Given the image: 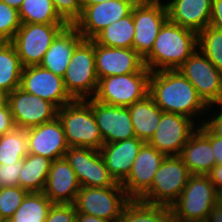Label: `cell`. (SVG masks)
I'll return each mask as SVG.
<instances>
[{"label":"cell","instance_id":"cell-1","mask_svg":"<svg viewBox=\"0 0 222 222\" xmlns=\"http://www.w3.org/2000/svg\"><path fill=\"white\" fill-rule=\"evenodd\" d=\"M149 95L163 112L186 116L198 126L204 123L201 117L209 111L195 87L178 69L151 72Z\"/></svg>","mask_w":222,"mask_h":222},{"label":"cell","instance_id":"cell-2","mask_svg":"<svg viewBox=\"0 0 222 222\" xmlns=\"http://www.w3.org/2000/svg\"><path fill=\"white\" fill-rule=\"evenodd\" d=\"M197 49V33L167 20L143 58L151 72L178 69Z\"/></svg>","mask_w":222,"mask_h":222},{"label":"cell","instance_id":"cell-3","mask_svg":"<svg viewBox=\"0 0 222 222\" xmlns=\"http://www.w3.org/2000/svg\"><path fill=\"white\" fill-rule=\"evenodd\" d=\"M58 118L69 147L101 149L103 138L91 105L86 100H73L64 105L58 109Z\"/></svg>","mask_w":222,"mask_h":222},{"label":"cell","instance_id":"cell-4","mask_svg":"<svg viewBox=\"0 0 222 222\" xmlns=\"http://www.w3.org/2000/svg\"><path fill=\"white\" fill-rule=\"evenodd\" d=\"M218 203V192L208 175H191L178 199L170 206L177 222H205Z\"/></svg>","mask_w":222,"mask_h":222},{"label":"cell","instance_id":"cell-5","mask_svg":"<svg viewBox=\"0 0 222 222\" xmlns=\"http://www.w3.org/2000/svg\"><path fill=\"white\" fill-rule=\"evenodd\" d=\"M66 91L74 100L93 98L98 87L95 41L83 39L74 49L63 76Z\"/></svg>","mask_w":222,"mask_h":222},{"label":"cell","instance_id":"cell-6","mask_svg":"<svg viewBox=\"0 0 222 222\" xmlns=\"http://www.w3.org/2000/svg\"><path fill=\"white\" fill-rule=\"evenodd\" d=\"M190 176L179 155L166 156L154 175L151 188L140 200L170 207L182 193Z\"/></svg>","mask_w":222,"mask_h":222},{"label":"cell","instance_id":"cell-7","mask_svg":"<svg viewBox=\"0 0 222 222\" xmlns=\"http://www.w3.org/2000/svg\"><path fill=\"white\" fill-rule=\"evenodd\" d=\"M150 75L151 72H137L101 78L93 98L108 105L131 106L149 94Z\"/></svg>","mask_w":222,"mask_h":222},{"label":"cell","instance_id":"cell-8","mask_svg":"<svg viewBox=\"0 0 222 222\" xmlns=\"http://www.w3.org/2000/svg\"><path fill=\"white\" fill-rule=\"evenodd\" d=\"M130 200L117 183L113 187H80L74 205L77 213L117 222Z\"/></svg>","mask_w":222,"mask_h":222},{"label":"cell","instance_id":"cell-9","mask_svg":"<svg viewBox=\"0 0 222 222\" xmlns=\"http://www.w3.org/2000/svg\"><path fill=\"white\" fill-rule=\"evenodd\" d=\"M68 24L21 23L11 43L23 67L39 65L56 36Z\"/></svg>","mask_w":222,"mask_h":222},{"label":"cell","instance_id":"cell-10","mask_svg":"<svg viewBox=\"0 0 222 222\" xmlns=\"http://www.w3.org/2000/svg\"><path fill=\"white\" fill-rule=\"evenodd\" d=\"M178 70L208 107L222 103V73L198 48Z\"/></svg>","mask_w":222,"mask_h":222},{"label":"cell","instance_id":"cell-11","mask_svg":"<svg viewBox=\"0 0 222 222\" xmlns=\"http://www.w3.org/2000/svg\"><path fill=\"white\" fill-rule=\"evenodd\" d=\"M133 49L144 58L153 47L163 24L168 20L166 4L161 0L137 1L132 8Z\"/></svg>","mask_w":222,"mask_h":222},{"label":"cell","instance_id":"cell-12","mask_svg":"<svg viewBox=\"0 0 222 222\" xmlns=\"http://www.w3.org/2000/svg\"><path fill=\"white\" fill-rule=\"evenodd\" d=\"M64 157L74 170L80 187H113L117 184L99 150L69 147Z\"/></svg>","mask_w":222,"mask_h":222},{"label":"cell","instance_id":"cell-13","mask_svg":"<svg viewBox=\"0 0 222 222\" xmlns=\"http://www.w3.org/2000/svg\"><path fill=\"white\" fill-rule=\"evenodd\" d=\"M11 114L17 128L28 129L49 122L58 116V108L20 87L7 95Z\"/></svg>","mask_w":222,"mask_h":222},{"label":"cell","instance_id":"cell-14","mask_svg":"<svg viewBox=\"0 0 222 222\" xmlns=\"http://www.w3.org/2000/svg\"><path fill=\"white\" fill-rule=\"evenodd\" d=\"M198 125L190 118L163 112L149 144L165 156L179 155Z\"/></svg>","mask_w":222,"mask_h":222},{"label":"cell","instance_id":"cell-15","mask_svg":"<svg viewBox=\"0 0 222 222\" xmlns=\"http://www.w3.org/2000/svg\"><path fill=\"white\" fill-rule=\"evenodd\" d=\"M20 88L49 101L58 109L74 100L66 91L63 78L40 65L23 67Z\"/></svg>","mask_w":222,"mask_h":222},{"label":"cell","instance_id":"cell-16","mask_svg":"<svg viewBox=\"0 0 222 222\" xmlns=\"http://www.w3.org/2000/svg\"><path fill=\"white\" fill-rule=\"evenodd\" d=\"M137 0H108L86 7L74 23L83 39H93L102 29L128 16Z\"/></svg>","mask_w":222,"mask_h":222},{"label":"cell","instance_id":"cell-17","mask_svg":"<svg viewBox=\"0 0 222 222\" xmlns=\"http://www.w3.org/2000/svg\"><path fill=\"white\" fill-rule=\"evenodd\" d=\"M85 100L91 105L104 144L136 137L128 107L104 104L94 98Z\"/></svg>","mask_w":222,"mask_h":222},{"label":"cell","instance_id":"cell-18","mask_svg":"<svg viewBox=\"0 0 222 222\" xmlns=\"http://www.w3.org/2000/svg\"><path fill=\"white\" fill-rule=\"evenodd\" d=\"M95 68L98 79L113 75L151 72L133 48L102 46L95 42Z\"/></svg>","mask_w":222,"mask_h":222},{"label":"cell","instance_id":"cell-19","mask_svg":"<svg viewBox=\"0 0 222 222\" xmlns=\"http://www.w3.org/2000/svg\"><path fill=\"white\" fill-rule=\"evenodd\" d=\"M165 157L149 143L142 145L128 177L121 183L131 199H140L151 188L154 175Z\"/></svg>","mask_w":222,"mask_h":222},{"label":"cell","instance_id":"cell-20","mask_svg":"<svg viewBox=\"0 0 222 222\" xmlns=\"http://www.w3.org/2000/svg\"><path fill=\"white\" fill-rule=\"evenodd\" d=\"M28 153L54 161L69 149L64 128L58 116L43 124L26 129Z\"/></svg>","mask_w":222,"mask_h":222},{"label":"cell","instance_id":"cell-21","mask_svg":"<svg viewBox=\"0 0 222 222\" xmlns=\"http://www.w3.org/2000/svg\"><path fill=\"white\" fill-rule=\"evenodd\" d=\"M179 156L191 175H208L216 165L211 147V131L204 124L199 125Z\"/></svg>","mask_w":222,"mask_h":222},{"label":"cell","instance_id":"cell-22","mask_svg":"<svg viewBox=\"0 0 222 222\" xmlns=\"http://www.w3.org/2000/svg\"><path fill=\"white\" fill-rule=\"evenodd\" d=\"M80 184L68 161L63 158L51 162L43 193L53 204H74Z\"/></svg>","mask_w":222,"mask_h":222},{"label":"cell","instance_id":"cell-23","mask_svg":"<svg viewBox=\"0 0 222 222\" xmlns=\"http://www.w3.org/2000/svg\"><path fill=\"white\" fill-rule=\"evenodd\" d=\"M144 143L137 137H133L103 144L99 151L109 174L117 183H122L128 177L133 162Z\"/></svg>","mask_w":222,"mask_h":222},{"label":"cell","instance_id":"cell-24","mask_svg":"<svg viewBox=\"0 0 222 222\" xmlns=\"http://www.w3.org/2000/svg\"><path fill=\"white\" fill-rule=\"evenodd\" d=\"M168 20L197 34L210 24L212 0H170Z\"/></svg>","mask_w":222,"mask_h":222},{"label":"cell","instance_id":"cell-25","mask_svg":"<svg viewBox=\"0 0 222 222\" xmlns=\"http://www.w3.org/2000/svg\"><path fill=\"white\" fill-rule=\"evenodd\" d=\"M82 40L77 28L67 25L51 43L39 65L63 78L73 51Z\"/></svg>","mask_w":222,"mask_h":222},{"label":"cell","instance_id":"cell-26","mask_svg":"<svg viewBox=\"0 0 222 222\" xmlns=\"http://www.w3.org/2000/svg\"><path fill=\"white\" fill-rule=\"evenodd\" d=\"M135 136L143 142H149L157 130L163 111L148 94L145 98L128 106Z\"/></svg>","mask_w":222,"mask_h":222},{"label":"cell","instance_id":"cell-27","mask_svg":"<svg viewBox=\"0 0 222 222\" xmlns=\"http://www.w3.org/2000/svg\"><path fill=\"white\" fill-rule=\"evenodd\" d=\"M51 160L40 155L28 153L23 159L19 174V186L28 192H43Z\"/></svg>","mask_w":222,"mask_h":222},{"label":"cell","instance_id":"cell-28","mask_svg":"<svg viewBox=\"0 0 222 222\" xmlns=\"http://www.w3.org/2000/svg\"><path fill=\"white\" fill-rule=\"evenodd\" d=\"M117 222H177L168 206L131 199Z\"/></svg>","mask_w":222,"mask_h":222},{"label":"cell","instance_id":"cell-29","mask_svg":"<svg viewBox=\"0 0 222 222\" xmlns=\"http://www.w3.org/2000/svg\"><path fill=\"white\" fill-rule=\"evenodd\" d=\"M23 66L11 42H0V92L6 96L20 87Z\"/></svg>","mask_w":222,"mask_h":222},{"label":"cell","instance_id":"cell-30","mask_svg":"<svg viewBox=\"0 0 222 222\" xmlns=\"http://www.w3.org/2000/svg\"><path fill=\"white\" fill-rule=\"evenodd\" d=\"M134 22L132 12L102 29L93 40L102 46L133 48Z\"/></svg>","mask_w":222,"mask_h":222},{"label":"cell","instance_id":"cell-31","mask_svg":"<svg viewBox=\"0 0 222 222\" xmlns=\"http://www.w3.org/2000/svg\"><path fill=\"white\" fill-rule=\"evenodd\" d=\"M52 204L43 192H29L7 222H45Z\"/></svg>","mask_w":222,"mask_h":222},{"label":"cell","instance_id":"cell-32","mask_svg":"<svg viewBox=\"0 0 222 222\" xmlns=\"http://www.w3.org/2000/svg\"><path fill=\"white\" fill-rule=\"evenodd\" d=\"M18 14L21 23L67 24L56 12L52 0H24Z\"/></svg>","mask_w":222,"mask_h":222},{"label":"cell","instance_id":"cell-33","mask_svg":"<svg viewBox=\"0 0 222 222\" xmlns=\"http://www.w3.org/2000/svg\"><path fill=\"white\" fill-rule=\"evenodd\" d=\"M27 154L26 130L16 127L0 136V164L21 162Z\"/></svg>","mask_w":222,"mask_h":222},{"label":"cell","instance_id":"cell-34","mask_svg":"<svg viewBox=\"0 0 222 222\" xmlns=\"http://www.w3.org/2000/svg\"><path fill=\"white\" fill-rule=\"evenodd\" d=\"M197 48L222 73V30L208 25L197 34Z\"/></svg>","mask_w":222,"mask_h":222},{"label":"cell","instance_id":"cell-35","mask_svg":"<svg viewBox=\"0 0 222 222\" xmlns=\"http://www.w3.org/2000/svg\"><path fill=\"white\" fill-rule=\"evenodd\" d=\"M29 192L20 186L0 188V218L7 222Z\"/></svg>","mask_w":222,"mask_h":222},{"label":"cell","instance_id":"cell-36","mask_svg":"<svg viewBox=\"0 0 222 222\" xmlns=\"http://www.w3.org/2000/svg\"><path fill=\"white\" fill-rule=\"evenodd\" d=\"M20 26L18 11L0 1V42H11Z\"/></svg>","mask_w":222,"mask_h":222},{"label":"cell","instance_id":"cell-37","mask_svg":"<svg viewBox=\"0 0 222 222\" xmlns=\"http://www.w3.org/2000/svg\"><path fill=\"white\" fill-rule=\"evenodd\" d=\"M56 12L68 24L74 23L81 17L80 0H52Z\"/></svg>","mask_w":222,"mask_h":222},{"label":"cell","instance_id":"cell-38","mask_svg":"<svg viewBox=\"0 0 222 222\" xmlns=\"http://www.w3.org/2000/svg\"><path fill=\"white\" fill-rule=\"evenodd\" d=\"M74 204H52L45 222H76Z\"/></svg>","mask_w":222,"mask_h":222},{"label":"cell","instance_id":"cell-39","mask_svg":"<svg viewBox=\"0 0 222 222\" xmlns=\"http://www.w3.org/2000/svg\"><path fill=\"white\" fill-rule=\"evenodd\" d=\"M23 160L14 164H0V188L19 186Z\"/></svg>","mask_w":222,"mask_h":222},{"label":"cell","instance_id":"cell-40","mask_svg":"<svg viewBox=\"0 0 222 222\" xmlns=\"http://www.w3.org/2000/svg\"><path fill=\"white\" fill-rule=\"evenodd\" d=\"M217 106V107H215ZM214 107V108H213ZM219 108V109H217ZM212 113L207 111L209 115V118H204V125L217 137L222 139V103H219L217 105L210 106L208 108ZM215 109V110H214ZM211 113V114H209ZM207 119V120H206Z\"/></svg>","mask_w":222,"mask_h":222},{"label":"cell","instance_id":"cell-41","mask_svg":"<svg viewBox=\"0 0 222 222\" xmlns=\"http://www.w3.org/2000/svg\"><path fill=\"white\" fill-rule=\"evenodd\" d=\"M16 128L14 118L7 101L0 107V136Z\"/></svg>","mask_w":222,"mask_h":222},{"label":"cell","instance_id":"cell-42","mask_svg":"<svg viewBox=\"0 0 222 222\" xmlns=\"http://www.w3.org/2000/svg\"><path fill=\"white\" fill-rule=\"evenodd\" d=\"M209 25L222 30V0H212V11Z\"/></svg>","mask_w":222,"mask_h":222},{"label":"cell","instance_id":"cell-43","mask_svg":"<svg viewBox=\"0 0 222 222\" xmlns=\"http://www.w3.org/2000/svg\"><path fill=\"white\" fill-rule=\"evenodd\" d=\"M208 176L217 192L222 191V164L215 165Z\"/></svg>","mask_w":222,"mask_h":222},{"label":"cell","instance_id":"cell-44","mask_svg":"<svg viewBox=\"0 0 222 222\" xmlns=\"http://www.w3.org/2000/svg\"><path fill=\"white\" fill-rule=\"evenodd\" d=\"M211 147L217 164H222V139L211 132Z\"/></svg>","mask_w":222,"mask_h":222},{"label":"cell","instance_id":"cell-45","mask_svg":"<svg viewBox=\"0 0 222 222\" xmlns=\"http://www.w3.org/2000/svg\"><path fill=\"white\" fill-rule=\"evenodd\" d=\"M205 222H222V206L219 203L212 207Z\"/></svg>","mask_w":222,"mask_h":222},{"label":"cell","instance_id":"cell-46","mask_svg":"<svg viewBox=\"0 0 222 222\" xmlns=\"http://www.w3.org/2000/svg\"><path fill=\"white\" fill-rule=\"evenodd\" d=\"M76 222H113L103 218H98L84 213H77Z\"/></svg>","mask_w":222,"mask_h":222},{"label":"cell","instance_id":"cell-47","mask_svg":"<svg viewBox=\"0 0 222 222\" xmlns=\"http://www.w3.org/2000/svg\"><path fill=\"white\" fill-rule=\"evenodd\" d=\"M0 1H3L5 4L18 11L24 0H0Z\"/></svg>","mask_w":222,"mask_h":222},{"label":"cell","instance_id":"cell-48","mask_svg":"<svg viewBox=\"0 0 222 222\" xmlns=\"http://www.w3.org/2000/svg\"><path fill=\"white\" fill-rule=\"evenodd\" d=\"M105 1H108V0H80L81 9L83 11L88 6L95 5L101 2H105Z\"/></svg>","mask_w":222,"mask_h":222},{"label":"cell","instance_id":"cell-49","mask_svg":"<svg viewBox=\"0 0 222 222\" xmlns=\"http://www.w3.org/2000/svg\"><path fill=\"white\" fill-rule=\"evenodd\" d=\"M7 101V96L0 92V107Z\"/></svg>","mask_w":222,"mask_h":222},{"label":"cell","instance_id":"cell-50","mask_svg":"<svg viewBox=\"0 0 222 222\" xmlns=\"http://www.w3.org/2000/svg\"><path fill=\"white\" fill-rule=\"evenodd\" d=\"M218 203L222 206V191L218 192Z\"/></svg>","mask_w":222,"mask_h":222}]
</instances>
